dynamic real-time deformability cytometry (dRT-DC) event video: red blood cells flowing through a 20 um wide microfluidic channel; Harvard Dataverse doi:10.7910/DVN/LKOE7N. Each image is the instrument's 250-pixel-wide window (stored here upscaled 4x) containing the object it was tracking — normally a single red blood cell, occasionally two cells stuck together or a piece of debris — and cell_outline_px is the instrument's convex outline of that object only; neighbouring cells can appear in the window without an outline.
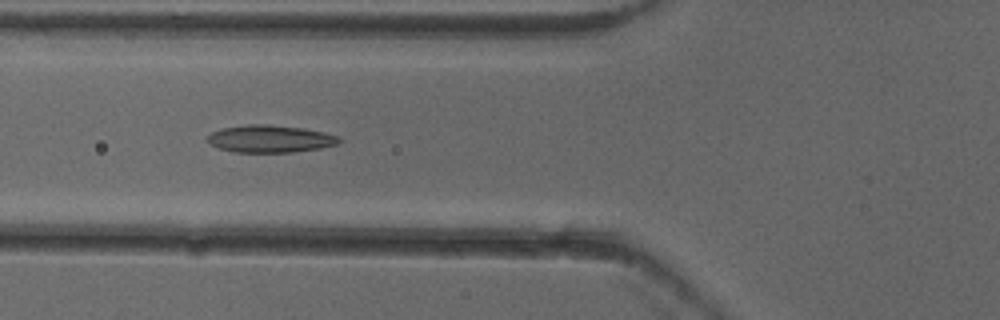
{"species": "common noctule bat (a hibernating species)", "species_latin": "Nyctalus noctula", "temperature_condition": "cold", "stored_images_in_passage": 37, "camera_frame_rate_fps": 3000, "um_per_image_px": 0.085, "animal": {"sex": "female"}, "frame": {"image": 1, "passage_image": 6, "time_ms": 1.667, "image_size_px": [1000, 320], "cell_outline_px": [[344, 140], [336, 144], [320, 148], [292, 152], [232, 152], [220, 148], [212, 144], [208, 140], [208, 136], [212, 132], [220, 128], [248, 124], [268, 124], [304, 128], [324, 132], [336, 136]], "centroid_in_image_um": [22.97, 11.79], "position_along_channel_um": 102.8, "area_um2": 20.92}}
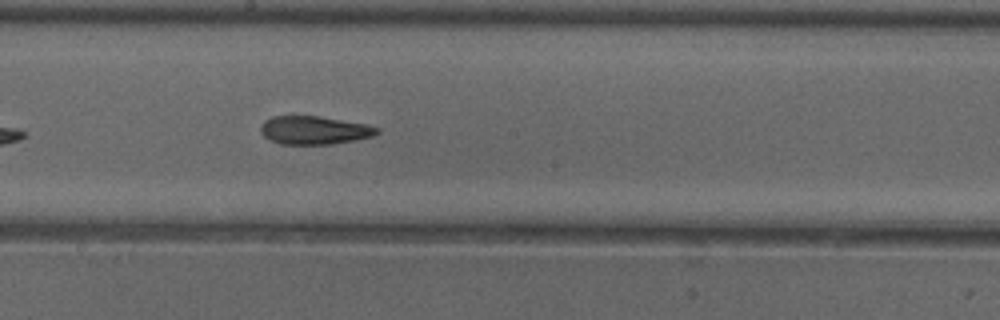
{"frame": {"image": 2, "passage_image": 15, "time_ms": 4.667, "image_size_px": [1000, 320], "cell_outline_px": [[380, 132], [372, 136], [356, 140], [328, 144], [280, 144], [264, 136], [260, 132], [260, 128], [264, 120], [272, 116], [320, 116], [368, 124], [380, 128]], "centroid_in_image_um": [26.73, 11.06], "position_along_channel_um": 221.5, "area_um2": 19.25}}
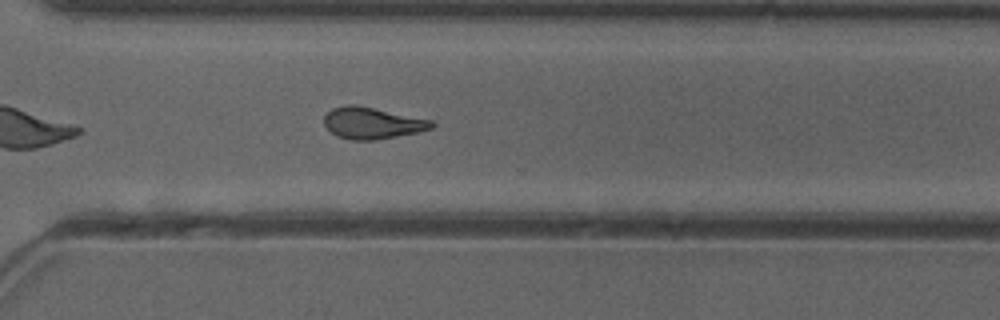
{"frame": {"image": 3, "passage_image": 24, "time_ms": 7.667, "image_size_px": [1000, 320], "cell_outline_px": [[436, 124], [432, 128], [420, 132], [376, 140], [352, 140], [336, 136], [324, 124], [324, 116], [332, 108], [348, 104], [356, 104], [432, 120]], "centroid_in_image_um": [31.65, 10.46], "position_along_channel_um": 339.0, "area_um2": 19.88}, "authors_computed_cell_mechanics": {"area_um2": 19.941, "velocity_mm_per_s": 3.929, "shape_relaxation_time_tau1_ms": 11.3497, "shape_relaxation_time_tau2_ms": 3.1174, "deformation_change_tau1": 0.2396, "deformation_change_tau2": 0.1117}}